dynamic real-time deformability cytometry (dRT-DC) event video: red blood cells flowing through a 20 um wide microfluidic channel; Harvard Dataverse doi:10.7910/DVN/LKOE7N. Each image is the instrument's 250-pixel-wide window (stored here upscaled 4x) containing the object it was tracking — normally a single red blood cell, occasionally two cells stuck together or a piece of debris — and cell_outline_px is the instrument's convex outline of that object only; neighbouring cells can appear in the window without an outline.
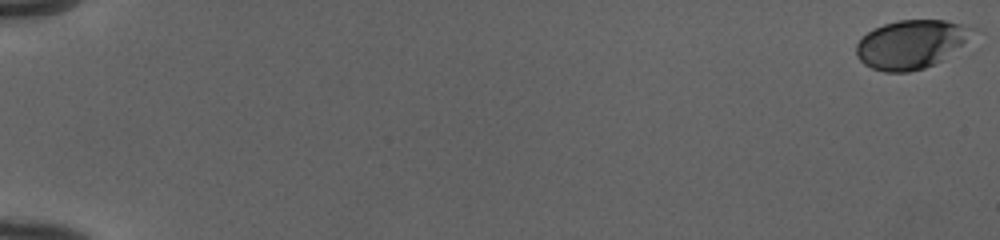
{"species": "human", "species_latin": "Homo sapiens", "temperature_condition": "cold", "stored_images_in_passage": 54, "camera_frame_rate_fps": 3000, "um_per_image_px": 0.085, "donor": {"sex": "female"}, "frame": {"image": 1, "passage_image": 1, "time_ms": 0.0, "image_size_px": [1000, 240], "cell_outline_px": [[984, 32], [940, 60], [924, 68], [908, 72], [884, 72], [872, 68], [864, 64], [856, 56], [856, 44], [868, 32], [884, 24], [900, 20], [944, 20], [980, 28]], "centroid_in_image_um": [77.56, 3.74], "position_along_channel_um": 7.4, "area_um2": 33.41}}
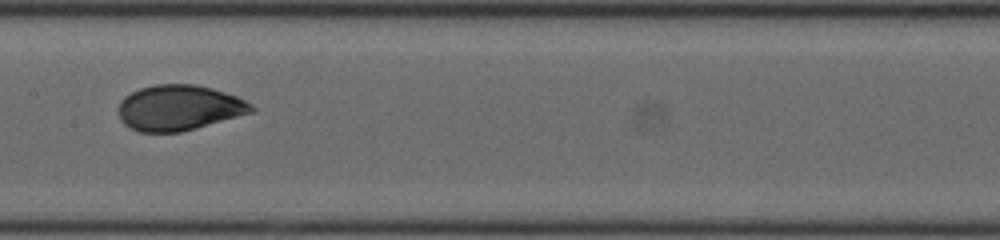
{"frame": {"image": 2, "passage_image": 30, "time_ms": 9.667, "image_size_px": [1000, 240], "cell_outline_px": [[256, 108], [252, 112], [196, 128], [180, 132], [140, 132], [128, 128], [120, 120], [120, 100], [124, 96], [140, 88], [156, 84], [196, 84], [212, 88], [236, 96], [252, 104]], "centroid_in_image_um": [15.2, 9.16], "position_along_channel_um": 192.2, "area_um2": 35.14}}
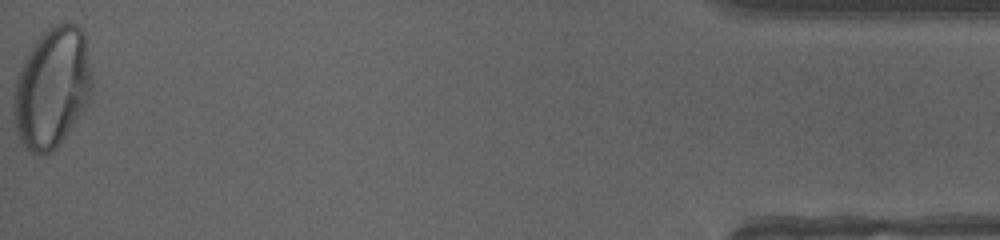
{"frame": {"image": 3, "passage_image": 54, "time_ms": 17.667, "image_size_px": [1000, 240], "cell_outline_px": [[92, 96], [60, 144], [52, 152], [40, 156], [28, 152], [20, 140], [16, 132], [12, 112], [12, 100], [16, 80], [20, 68], [32, 44], [52, 24], [76, 24], [84, 32], [92, 76]], "centroid_in_image_um": [4.41, 7.5], "position_along_channel_um": 430.8, "area_um2": 55.49}, "authors_computed_cell_mechanics": {"area_um2": 34.7667, "velocity_mm_per_s": 3.9833, "shape_relaxation_time_tau1_ms": 4.9421, "shape_relaxation_time_tau2_ms": null, "deformation_change_tau1": 0.1903, "deformation_change_tau2": null}}